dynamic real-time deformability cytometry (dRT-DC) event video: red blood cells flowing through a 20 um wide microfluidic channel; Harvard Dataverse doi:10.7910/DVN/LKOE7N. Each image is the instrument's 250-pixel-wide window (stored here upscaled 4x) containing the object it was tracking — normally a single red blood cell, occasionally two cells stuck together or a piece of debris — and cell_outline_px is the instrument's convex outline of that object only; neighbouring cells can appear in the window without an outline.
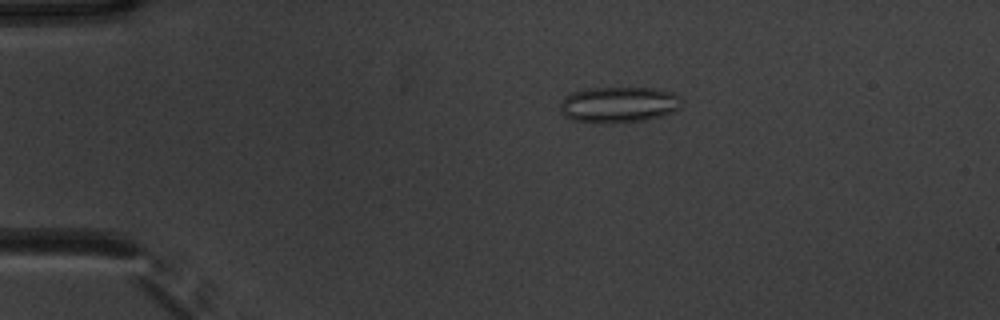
{"species": "common noctule bat (a hibernating species)", "species_latin": "Nyctalus noctula", "temperature_condition": "warm", "stored_images_in_passage": 49, "camera_frame_rate_fps": 3000, "um_per_image_px": 0.085, "animal": {"sex": "male", "body_mass_g": 20.1, "forearm_length_mm": 53.5}, "frame": {"image": 1, "passage_image": 7, "time_ms": 2.0, "image_size_px": [1000, 320], "cell_outline_px": [[680, 104], [672, 112], [660, 116], [644, 120], [612, 124], [600, 124], [572, 120], [564, 116], [560, 108], [560, 104], [564, 96], [572, 92], [588, 88], [652, 88], [672, 92], [680, 96]], "centroid_in_image_um": [52.53, 8.91], "position_along_channel_um": 32.5, "area_um2": 25.61}}
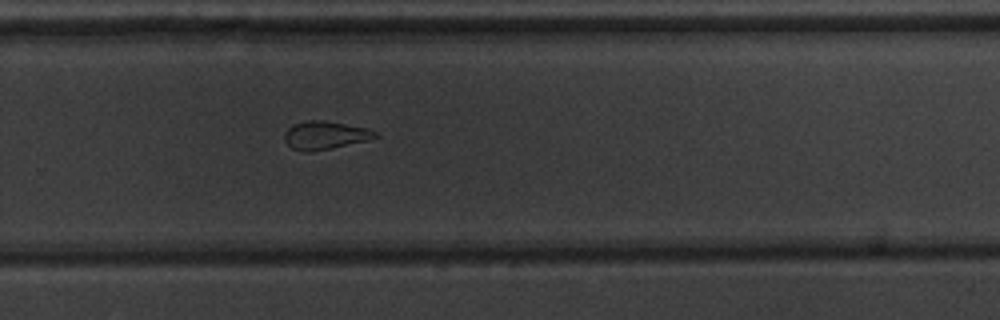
{"frame": {"image": 2, "passage_image": 32, "time_ms": 10.333, "image_size_px": [1000, 320], "cell_outline_px": [[380, 136], [368, 140], [332, 148], [312, 152], [304, 152], [292, 148], [284, 140], [284, 132], [292, 124], [308, 120], [324, 120], [368, 128], [376, 132]], "centroid_in_image_um": [27.62, 11.49], "position_along_channel_um": 302.2, "area_um2": 15.03}}
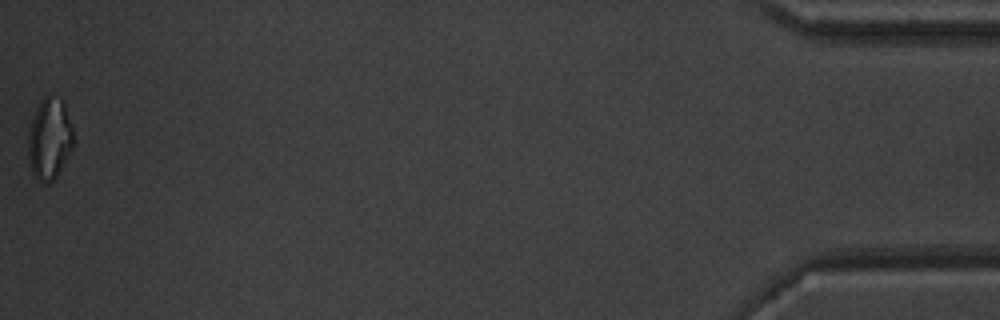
{"frame": {"image": 3, "passage_image": 49, "time_ms": 16.0, "image_size_px": [1000, 320], "cell_outline_px": [[72, 148], [56, 176], [48, 184], [40, 184], [32, 176], [28, 160], [28, 132], [36, 108], [40, 100], [44, 96], [48, 96], [60, 100], [64, 104], [72, 128]], "centroid_in_image_um": [4.16, 11.87], "position_along_channel_um": 431.0, "area_um2": 21.33}, "authors_computed_cell_mechanics": {"area_um2": 16.6464, "velocity_mm_per_s": 3.8615, "shape_relaxation_time_tau1_ms": null, "shape_relaxation_time_tau2_ms": 2.5331, "deformation_change_tau1": null, "deformation_change_tau2": 0.1001}}